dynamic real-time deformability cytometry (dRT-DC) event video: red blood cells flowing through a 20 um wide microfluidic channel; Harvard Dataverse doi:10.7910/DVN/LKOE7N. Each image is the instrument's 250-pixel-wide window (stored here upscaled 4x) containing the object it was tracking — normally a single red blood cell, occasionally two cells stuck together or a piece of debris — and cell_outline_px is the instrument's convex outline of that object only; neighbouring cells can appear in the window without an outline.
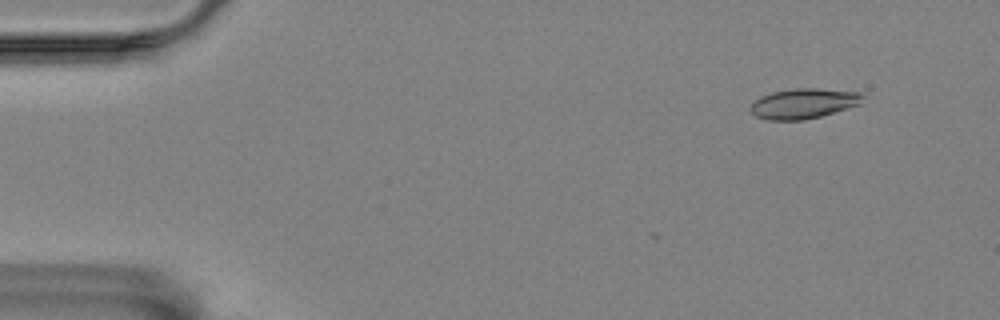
{"species": "Egyptian fruit bat (a non-hibernating species)", "species_latin": "Rousettus aegyptiacus", "temperature_condition": "room temperature", "stored_images_in_passage": 10, "camera_frame_rate_fps": 3000, "um_per_image_px": 0.085, "animal": {"sex": "female"}, "frame": {"image": 1, "passage_image": 2, "time_ms": 1.0, "image_size_px": [1000, 320], "cell_outline_px": [[864, 96], [860, 104], [820, 116], [804, 120], [768, 120], [756, 116], [748, 108], [760, 96], [772, 92], [796, 88], [816, 88], [860, 92]], "centroid_in_image_um": [68.29, 8.79], "position_along_channel_um": 16.7, "area_um2": 19.59}}
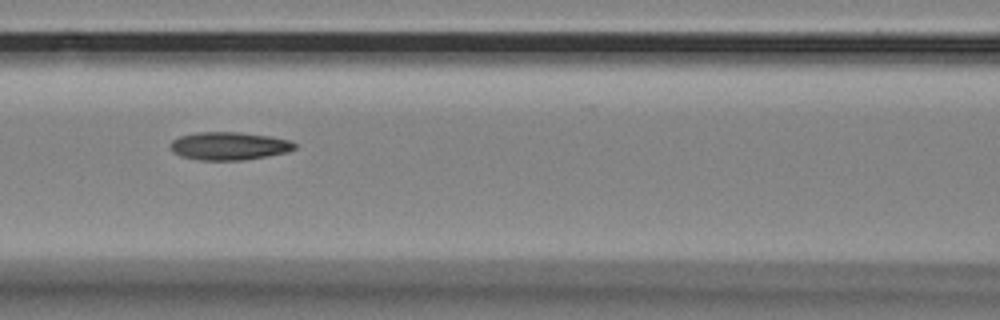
{"frame": {"image": 2, "passage_image": 7, "time_ms": 7.667, "image_size_px": [1000, 320], "cell_outline_px": [[296, 148], [288, 152], [244, 160], [200, 160], [180, 156], [172, 152], [168, 148], [168, 144], [172, 140], [180, 136], [196, 132], [240, 132], [272, 136], [292, 140], [296, 144]], "centroid_in_image_um": [19.46, 12.4], "position_along_channel_um": 147.1, "area_um2": 20.63}}
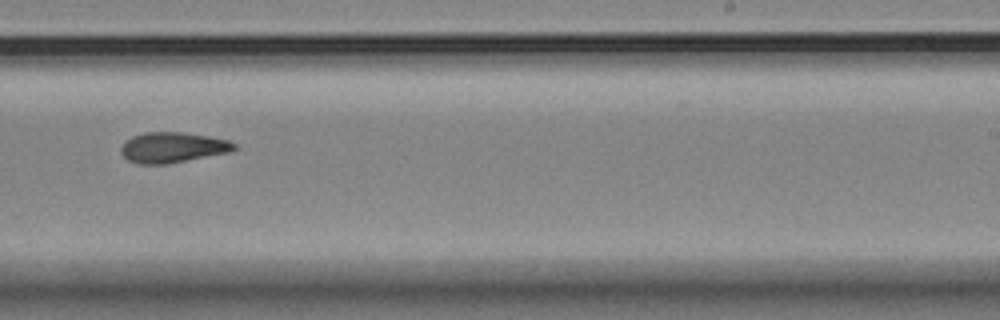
{"frame": {"image": 3, "passage_image": 10, "time_ms": 11.333, "image_size_px": [1000, 320], "cell_outline_px": [[236, 148], [232, 152], [168, 164], [140, 164], [128, 160], [120, 152], [120, 148], [124, 140], [132, 136], [144, 132], [180, 132], [208, 136], [228, 140], [236, 144]], "centroid_in_image_um": [14.66, 12.53], "position_along_channel_um": 274.3, "area_um2": 20.29}}